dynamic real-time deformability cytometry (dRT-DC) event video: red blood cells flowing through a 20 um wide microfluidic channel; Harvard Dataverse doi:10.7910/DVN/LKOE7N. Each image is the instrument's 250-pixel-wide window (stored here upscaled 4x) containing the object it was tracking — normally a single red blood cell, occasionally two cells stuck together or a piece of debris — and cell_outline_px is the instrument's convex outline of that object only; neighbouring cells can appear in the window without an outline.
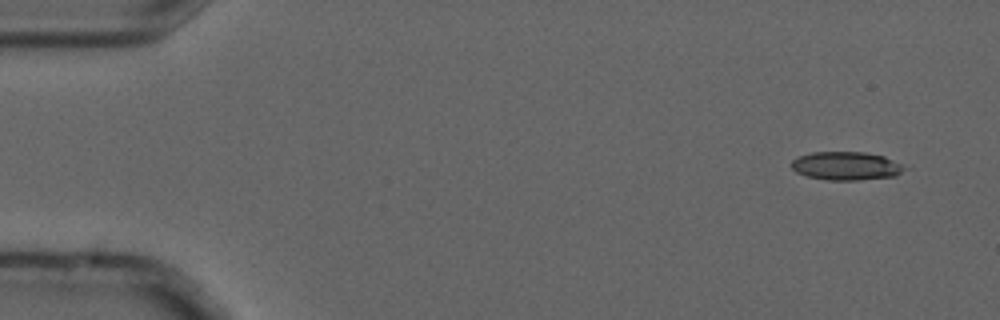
{"species": "common noctule bat (a hibernating species)", "species_latin": "Nyctalus noctula", "temperature_condition": "cold", "stored_images_in_passage": 4, "camera_frame_rate_fps": 3000, "um_per_image_px": 0.085, "animal": {"sex": "male", "forearm_length_mm": 52.5}, "frame": {"image": 1, "passage_image": 1, "time_ms": 0.0, "image_size_px": [1000, 320], "cell_outline_px": [[912, 168], [896, 176], [860, 180], [828, 180], [808, 176], [796, 172], [792, 168], [792, 160], [796, 156], [812, 152], [864, 152], [884, 156]], "centroid_in_image_um": [71.99, 14.1], "position_along_channel_um": 13.0, "area_um2": 19.02}}
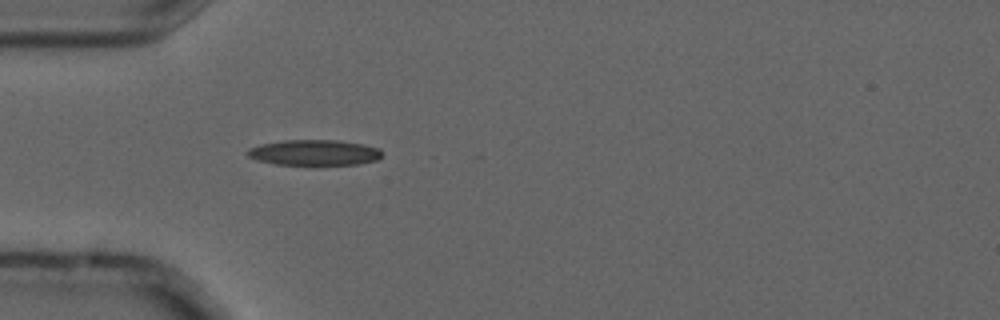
{"frame": {"image": 2, "passage_image": 4, "time_ms": 1.0, "image_size_px": [1000, 320], "cell_outline_px": [[384, 156], [376, 160], [360, 164], [276, 164], [256, 160], [248, 156], [244, 152], [248, 148], [260, 144], [284, 140], [336, 140], [364, 144], [380, 148]], "centroid_in_image_um": [26.72, 12.96], "position_along_channel_um": 58.3, "area_um2": 20.17}}